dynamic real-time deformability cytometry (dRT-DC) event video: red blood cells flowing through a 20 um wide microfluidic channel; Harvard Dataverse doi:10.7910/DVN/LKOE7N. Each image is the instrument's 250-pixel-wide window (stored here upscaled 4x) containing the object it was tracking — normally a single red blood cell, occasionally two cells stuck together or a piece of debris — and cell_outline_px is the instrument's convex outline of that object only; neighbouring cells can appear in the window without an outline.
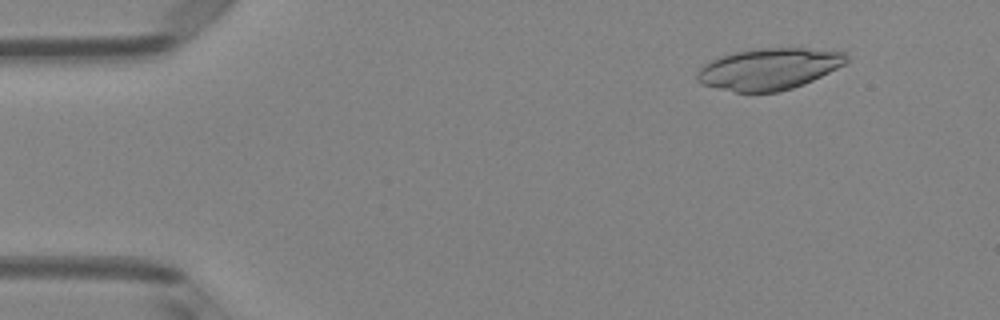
{"species": "Egyptian fruit bat (a non-hibernating species)", "species_latin": "Rousettus aegyptiacus", "temperature_condition": "room temperature", "stored_images_in_passage": 47, "camera_frame_rate_fps": 3000, "um_per_image_px": 0.085, "animal": {"sex": "female"}, "frame": {"image": 1, "passage_image": 2, "time_ms": 0.333, "image_size_px": [1000, 320], "cell_outline_px": [[848, 60], [844, 64], [804, 84], [792, 88], [776, 92], [736, 92], [716, 88], [700, 84], [696, 80], [696, 72], [704, 64], [720, 56], [732, 52], [760, 48], [804, 48], [844, 52], [848, 56]], "centroid_in_image_um": [65.31, 5.86], "position_along_channel_um": 19.7, "area_um2": 36.01}}